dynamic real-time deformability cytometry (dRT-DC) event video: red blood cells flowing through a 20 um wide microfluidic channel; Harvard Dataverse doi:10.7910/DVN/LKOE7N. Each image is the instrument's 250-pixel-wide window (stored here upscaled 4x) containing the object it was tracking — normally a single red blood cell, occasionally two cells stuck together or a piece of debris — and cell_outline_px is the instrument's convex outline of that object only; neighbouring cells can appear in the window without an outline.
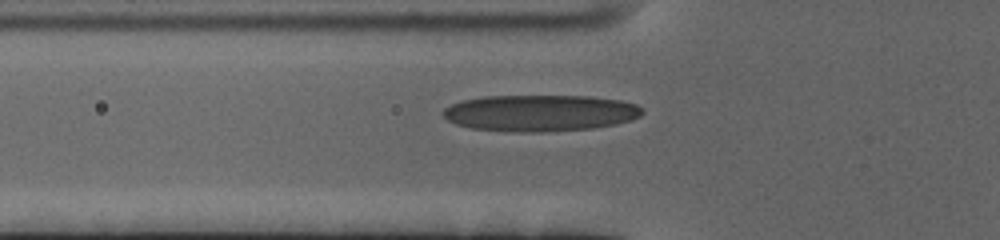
{"species": "human", "species_latin": "Homo sapiens", "temperature_condition": "cold", "stored_images_in_passage": 41, "camera_frame_rate_fps": 3000, "um_per_image_px": 0.085, "donor": {"sex": "female"}, "frame": {"image": 1, "passage_image": 2, "time_ms": 0.333, "image_size_px": [1000, 240], "cell_outline_px": [[644, 112], [640, 116], [632, 120], [616, 124], [592, 128], [540, 132], [524, 132], [472, 128], [456, 124], [448, 120], [444, 116], [444, 108], [460, 100], [484, 96], [588, 96], [620, 100], [636, 104], [644, 108]], "centroid_in_image_um": [45.94, 9.59], "position_along_channel_um": 79.9, "area_um2": 42.31}}
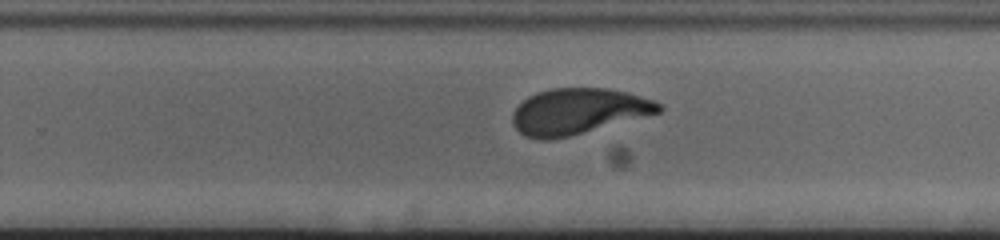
{"frame": {"image": 2, "passage_image": 20, "time_ms": 6.333, "image_size_px": [1000, 240], "cell_outline_px": [[664, 108], [660, 112], [568, 136], [548, 140], [540, 140], [524, 136], [512, 124], [512, 112], [528, 96], [536, 92], [552, 88], [608, 88], [628, 92], [652, 100], [660, 104]], "centroid_in_image_um": [49.1, 9.45], "position_along_channel_um": 280.7, "area_um2": 38.78}}
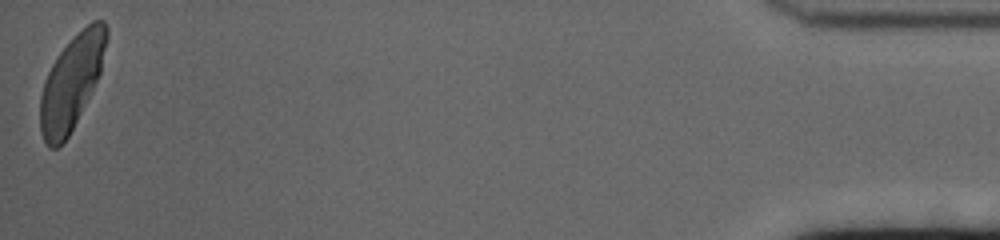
{"frame": {"image": 3, "passage_image": 41, "time_ms": 13.333, "image_size_px": [1000, 240], "cell_outline_px": [[108, 36], [100, 72], [92, 92], [68, 136], [56, 148], [48, 148], [40, 132], [40, 96], [44, 80], [56, 56], [92, 20], [104, 20], [108, 28]], "centroid_in_image_um": [6.07, 7.01], "position_along_channel_um": 429.1, "area_um2": 35.84}, "authors_computed_cell_mechanics": {"area_um2": 39.1306, "velocity_mm_per_s": 3.3453, "shape_relaxation_time_tau1_ms": 3.9836, "shape_relaxation_time_tau2_ms": 0.999, "deformation_change_tau1": 0.1901, "deformation_change_tau2": 0.0745}}